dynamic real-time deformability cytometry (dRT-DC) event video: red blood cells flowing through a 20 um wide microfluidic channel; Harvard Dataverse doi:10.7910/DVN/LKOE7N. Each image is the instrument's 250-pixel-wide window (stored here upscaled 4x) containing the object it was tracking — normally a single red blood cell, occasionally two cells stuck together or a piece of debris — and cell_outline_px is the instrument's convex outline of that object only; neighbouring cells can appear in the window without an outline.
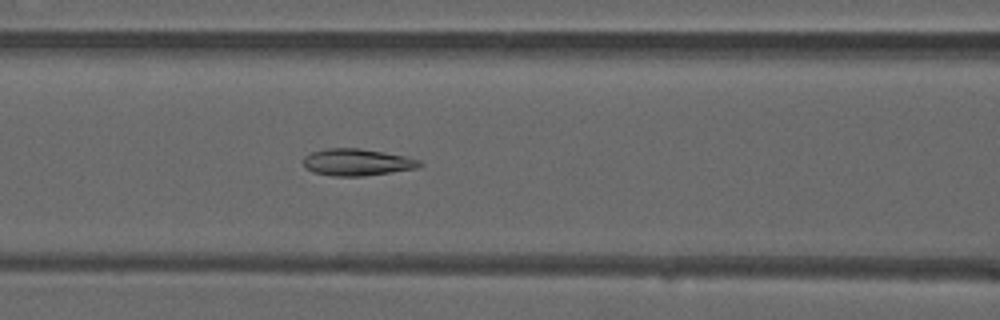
{"species": "common noctule bat (a hibernating species)", "species_latin": "Nyctalus noctula", "temperature_condition": "warm", "stored_images_in_passage": 49, "camera_frame_rate_fps": 3000, "um_per_image_px": 0.085, "animal": {"sex": "male", "forearm_length_mm": 52.5}, "frame": {"image": 1, "passage_image": 20, "time_ms": 6.333, "image_size_px": [1000, 320], "cell_outline_px": [[424, 164], [416, 168], [392, 172], [364, 176], [332, 176], [312, 172], [304, 168], [304, 156], [312, 152], [328, 148], [360, 148], [384, 152], [404, 156], [420, 160]], "centroid_in_image_um": [30.33, 13.79], "position_along_channel_um": 136.3, "area_um2": 18.26}}
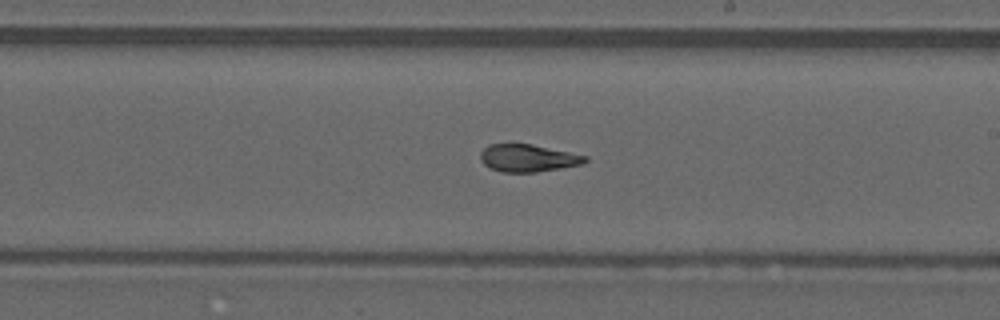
{"frame": {"image": 2, "passage_image": 28, "time_ms": 9.0, "image_size_px": [1000, 320], "cell_outline_px": [[588, 160], [584, 164], [536, 172], [500, 172], [484, 164], [480, 160], [480, 152], [488, 144], [532, 144], [588, 156]], "centroid_in_image_um": [44.88, 13.43], "position_along_channel_um": 244.1, "area_um2": 16.76}}
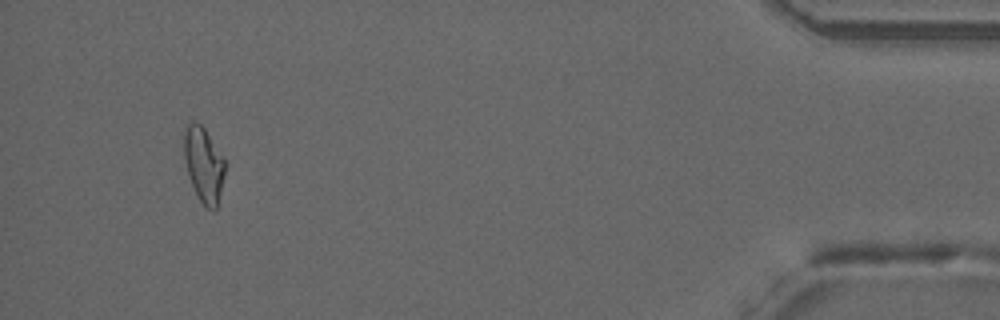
{"frame": {"image": 3, "passage_image": 46, "time_ms": 15.0, "image_size_px": [1000, 320], "cell_outline_px": [[224, 176], [216, 208], [204, 208], [192, 184], [188, 172], [184, 156], [184, 128], [192, 120], [196, 120], [204, 128], [224, 156]], "centroid_in_image_um": [17.31, 13.93], "position_along_channel_um": 417.9, "area_um2": 17.69}, "authors_computed_cell_mechanics": {"area_um2": 18.0914, "velocity_mm_per_s": 4.0658, "shape_relaxation_time_tau1_ms": null, "shape_relaxation_time_tau2_ms": 2.1123, "deformation_change_tau1": null, "deformation_change_tau2": 0.0785}}